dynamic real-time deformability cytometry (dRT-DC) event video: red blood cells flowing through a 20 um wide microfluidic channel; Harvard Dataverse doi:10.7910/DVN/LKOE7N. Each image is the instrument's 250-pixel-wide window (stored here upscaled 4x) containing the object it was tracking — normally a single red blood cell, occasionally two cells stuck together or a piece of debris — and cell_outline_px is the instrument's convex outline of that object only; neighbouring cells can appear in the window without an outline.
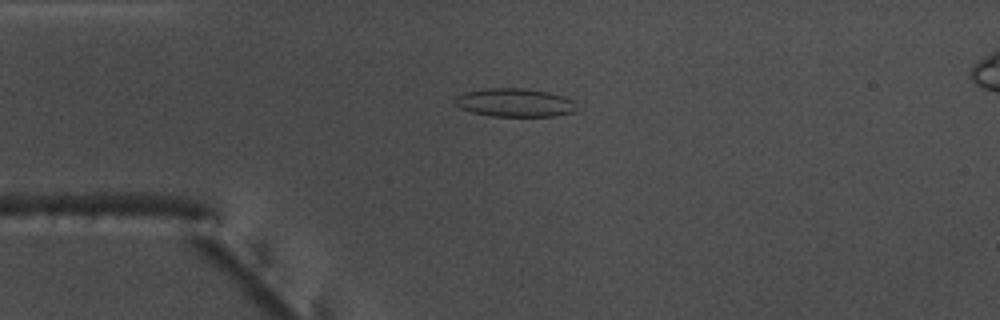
{"species": "common noctule bat (a hibernating species)", "species_latin": "Nyctalus noctula", "temperature_condition": "warm", "stored_images_in_passage": 54, "camera_frame_rate_fps": 3000, "um_per_image_px": 0.085, "animal": {"sex": "male", "body_mass_g": 17.5, "forearm_length_mm": 52.3}, "frame": {"image": 1, "passage_image": 13, "time_ms": 4.0, "image_size_px": [1000, 320], "cell_outline_px": [[576, 112], [552, 116], [492, 116], [472, 112], [460, 108], [452, 104], [452, 100], [456, 96], [464, 92], [488, 88], [524, 88], [548, 92], [564, 96], [572, 100], [576, 108]], "centroid_in_image_um": [43.7, 8.72], "position_along_channel_um": 41.3, "area_um2": 20.29}}
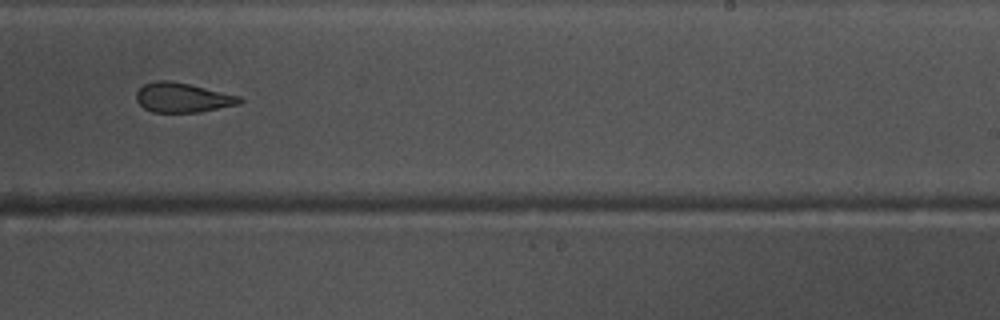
{"frame": {"image": 2, "passage_image": 33, "time_ms": 10.667, "image_size_px": [1000, 320], "cell_outline_px": [[244, 100], [240, 104], [200, 112], [152, 112], [144, 108], [136, 100], [136, 92], [144, 84], [156, 80], [172, 80], [240, 96]], "centroid_in_image_um": [15.52, 8.29], "position_along_channel_um": 273.5, "area_um2": 17.86}}
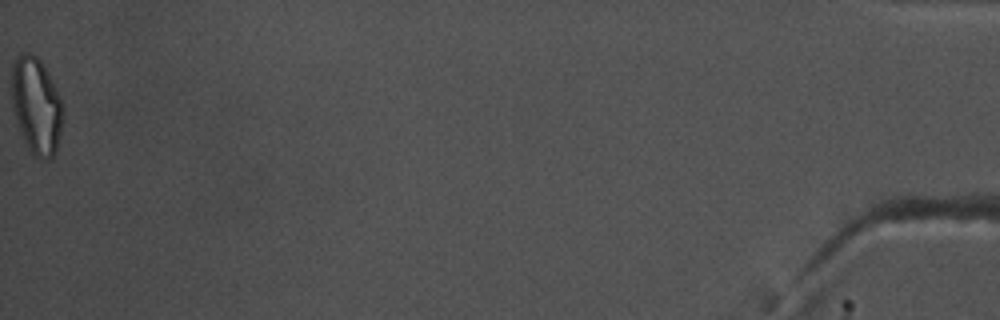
{"frame": {"image": 3, "passage_image": 54, "time_ms": 17.667, "image_size_px": [1000, 320], "cell_outline_px": [[64, 116], [56, 152], [48, 160], [40, 160], [32, 152], [24, 140], [12, 112], [12, 64], [24, 52], [28, 52], [36, 56], [40, 60], [48, 72], [64, 104]], "centroid_in_image_um": [3.11, 9.0], "position_along_channel_um": 432.1, "area_um2": 29.07}, "authors_computed_cell_mechanics": {"area_um2": 19.7387, "velocity_mm_per_s": 3.7968, "shape_relaxation_time_tau1_ms": 8.3146, "shape_relaxation_time_tau2_ms": 3.4336, "deformation_change_tau1": 0.186, "deformation_change_tau2": 0.1055}}